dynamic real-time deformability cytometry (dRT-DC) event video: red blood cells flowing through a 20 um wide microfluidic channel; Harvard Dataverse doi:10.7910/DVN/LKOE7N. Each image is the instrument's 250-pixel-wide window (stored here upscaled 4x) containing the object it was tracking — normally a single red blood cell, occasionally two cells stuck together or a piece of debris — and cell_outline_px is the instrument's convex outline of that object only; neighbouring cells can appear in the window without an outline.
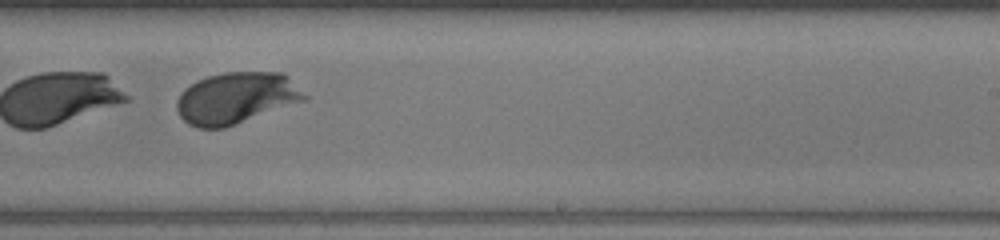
{"species": "human", "species_latin": "Homo sapiens", "temperature_condition": "warm", "stored_images_in_passage": 36, "camera_frame_rate_fps": 3000, "um_per_image_px": 0.085, "donor": {"sex": "female"}, "frame": {"image": 1, "passage_image": 26, "time_ms": 8.333, "image_size_px": [1000, 240], "cell_outline_px": [[308, 100], [224, 128], [196, 128], [188, 124], [180, 116], [176, 108], [176, 100], [180, 92], [184, 88], [196, 80], [208, 76], [224, 72], [284, 72], [308, 96]], "centroid_in_image_um": [20.08, 8.33], "position_along_channel_um": 268.9, "area_um2": 38.78}}
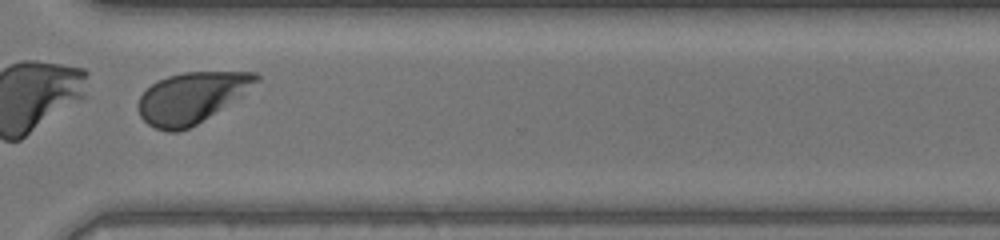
{"frame": {"image": 2, "passage_image": 32, "time_ms": 10.333, "image_size_px": [1000, 240], "cell_outline_px": [[260, 80], [220, 108], [196, 124], [188, 128], [176, 132], [168, 132], [156, 128], [148, 124], [140, 116], [136, 108], [136, 104], [140, 96], [152, 84], [168, 76], [184, 72], [256, 72], [260, 76]], "centroid_in_image_um": [16.2, 8.3], "position_along_channel_um": 354.4, "area_um2": 34.1}, "authors_computed_cell_mechanics": {"area_um2": 38.6971, "velocity_mm_per_s": 4.191, "shape_relaxation_time_tau1_ms": 1.1076, "shape_relaxation_time_tau2_ms": null, "deformation_change_tau1": 0.3416, "deformation_change_tau2": null}}